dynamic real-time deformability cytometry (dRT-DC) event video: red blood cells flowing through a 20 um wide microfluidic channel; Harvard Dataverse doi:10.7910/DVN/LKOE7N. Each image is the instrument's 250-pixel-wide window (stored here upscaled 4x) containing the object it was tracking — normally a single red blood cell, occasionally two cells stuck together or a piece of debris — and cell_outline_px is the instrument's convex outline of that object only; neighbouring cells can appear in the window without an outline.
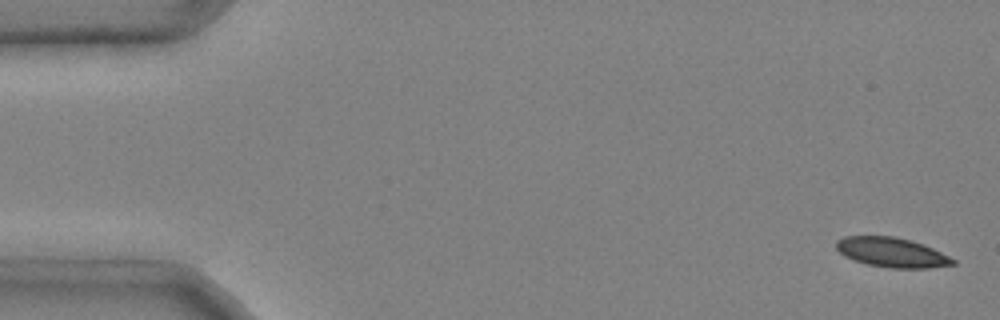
{"species": "common noctule bat (a hibernating species)", "species_latin": "Nyctalus noctula", "temperature_condition": "cold", "stored_images_in_passage": 44, "camera_frame_rate_fps": 3000, "um_per_image_px": 0.085, "animal": {"sex": "male", "body_mass_g": 20.4}, "frame": {"image": 1, "passage_image": 1, "time_ms": 0.0, "image_size_px": [1000, 320], "cell_outline_px": [[956, 264], [928, 268], [888, 268], [868, 264], [844, 256], [836, 248], [836, 240], [844, 236], [896, 236], [924, 244], [956, 260]], "centroid_in_image_um": [75.8, 21.45], "position_along_channel_um": 9.2, "area_um2": 20.11}}
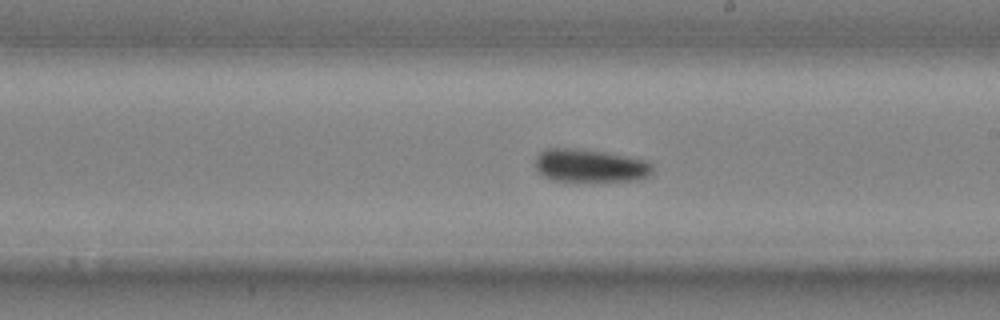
{"frame": {"image": 2, "passage_image": 28, "time_ms": 9.0, "image_size_px": [1000, 320], "cell_outline_px": [[652, 172], [648, 176], [640, 180], [588, 184], [552, 180], [544, 176], [536, 168], [536, 156], [544, 148], [580, 148], [604, 152], [648, 160], [652, 164]], "centroid_in_image_um": [50.18, 14.13], "position_along_channel_um": 238.8, "area_um2": 23.7}}
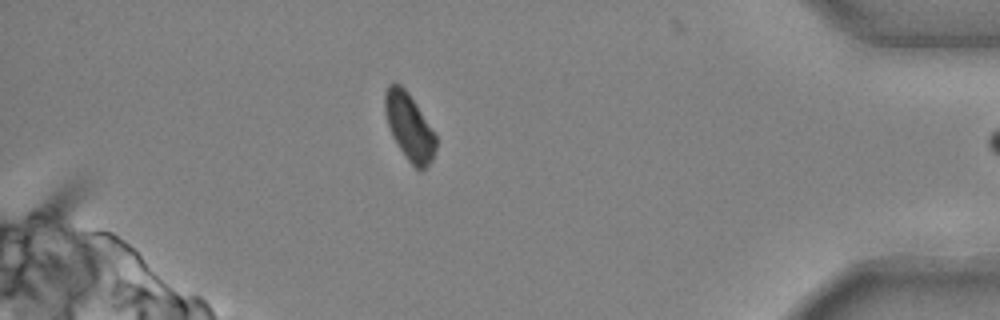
{"frame": {"image": 3, "passage_image": 43, "time_ms": 14.0, "image_size_px": [1000, 320], "cell_outline_px": [[436, 148], [432, 160], [420, 172], [408, 160], [392, 136], [384, 112], [384, 96], [388, 84], [400, 84], [408, 92], [416, 104], [436, 136]], "centroid_in_image_um": [34.77, 10.77], "position_along_channel_um": 400.4, "area_um2": 19.54}}